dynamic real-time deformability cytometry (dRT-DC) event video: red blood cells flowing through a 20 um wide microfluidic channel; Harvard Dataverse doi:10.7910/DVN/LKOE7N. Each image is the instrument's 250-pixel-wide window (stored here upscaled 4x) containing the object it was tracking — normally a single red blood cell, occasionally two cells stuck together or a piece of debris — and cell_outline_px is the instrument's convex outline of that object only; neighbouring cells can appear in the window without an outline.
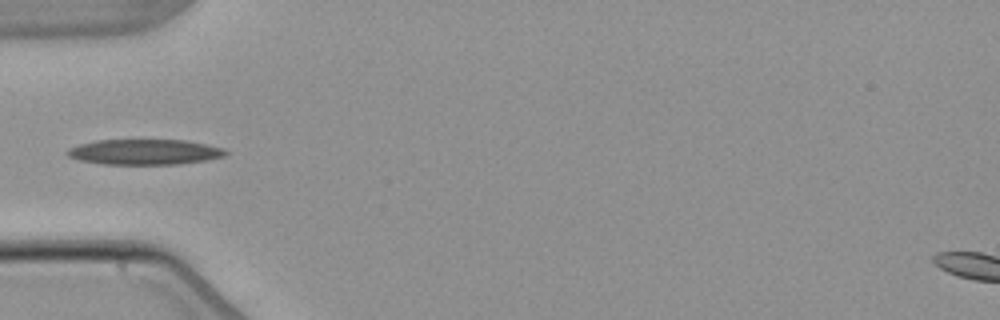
{"species": "common noctule bat (a hibernating species)", "species_latin": "Nyctalus noctula", "temperature_condition": "warm", "stored_images_in_passage": 4, "camera_frame_rate_fps": 3000, "um_per_image_px": 0.085, "animal": {"sex": "male", "body_mass_g": 21.5, "forearm_length_mm": 52.0}, "frame": {"image": 1, "passage_image": 3, "time_ms": 3.667, "image_size_px": [1000, 320], "cell_outline_px": [[228, 152], [224, 156], [208, 160], [180, 164], [100, 164], [80, 160], [68, 156], [64, 152], [68, 148], [80, 144], [96, 140], [184, 140], [224, 148]], "centroid_in_image_um": [12.27, 12.92], "position_along_channel_um": 72.7, "area_um2": 23.47}}
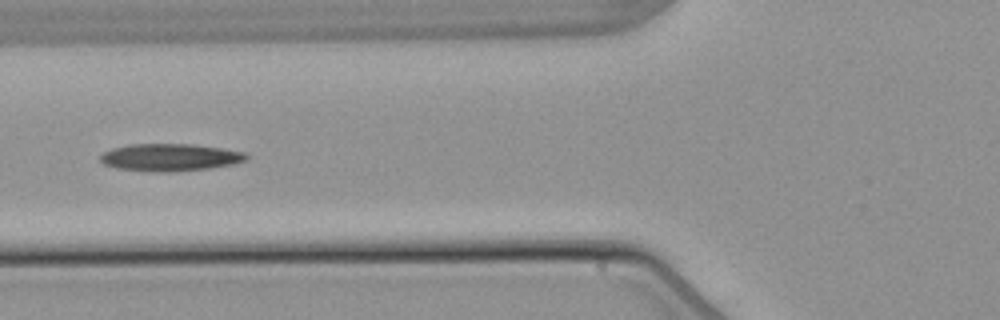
{"frame": {"image": 2, "passage_image": 4, "time_ms": 4.667, "image_size_px": [1000, 320], "cell_outline_px": [[248, 160], [232, 164], [208, 168], [172, 172], [156, 172], [116, 168], [104, 164], [100, 160], [100, 156], [104, 152], [112, 148], [132, 144], [192, 144], [224, 148], [244, 152], [248, 156]], "centroid_in_image_um": [14.46, 13.37], "position_along_channel_um": 111.3, "area_um2": 23.29}}